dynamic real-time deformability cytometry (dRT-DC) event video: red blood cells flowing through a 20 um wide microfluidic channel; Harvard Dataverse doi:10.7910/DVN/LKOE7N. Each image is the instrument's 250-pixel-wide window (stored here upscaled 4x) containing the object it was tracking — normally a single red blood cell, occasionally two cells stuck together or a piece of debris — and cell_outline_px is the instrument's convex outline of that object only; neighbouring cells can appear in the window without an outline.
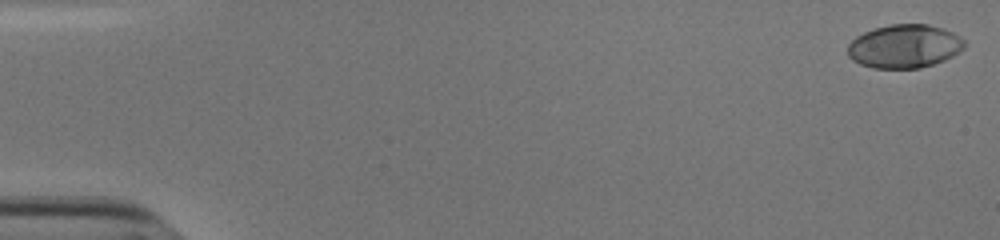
{"species": "human", "species_latin": "Homo sapiens", "temperature_condition": "cold", "stored_images_in_passage": 45, "camera_frame_rate_fps": 3000, "um_per_image_px": 0.085, "donor": {"sex": "male"}, "frame": {"image": 1, "passage_image": 1, "time_ms": 0.0, "image_size_px": [1000, 240], "cell_outline_px": [[964, 48], [952, 56], [944, 60], [920, 68], [872, 68], [860, 64], [852, 60], [848, 56], [848, 44], [856, 36], [864, 32], [876, 28], [892, 24], [928, 24], [944, 28], [960, 36], [964, 40]], "centroid_in_image_um": [76.87, 3.93], "position_along_channel_um": 8.1, "area_um2": 29.59}}
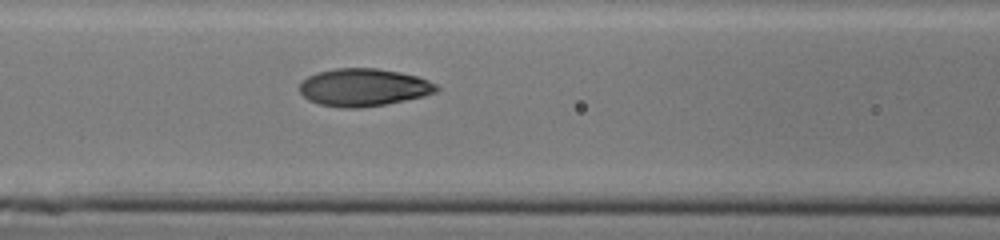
{"frame": {"image": 2, "passage_image": 24, "time_ms": 7.667, "image_size_px": [1000, 240], "cell_outline_px": [[440, 88], [436, 92], [424, 96], [384, 104], [360, 108], [340, 108], [320, 104], [308, 100], [300, 92], [300, 80], [316, 72], [336, 68], [376, 68], [400, 72], [416, 76], [428, 80], [436, 84]], "centroid_in_image_um": [30.88, 7.42], "position_along_channel_um": 135.7, "area_um2": 30.11}}
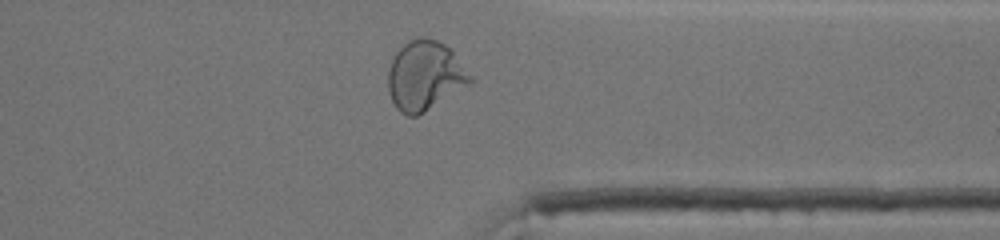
{"frame": {"image": 3, "passage_image": 43, "time_ms": 14.0, "image_size_px": [1000, 240], "cell_outline_px": [[472, 84], [424, 112], [416, 116], [408, 116], [400, 112], [396, 108], [388, 92], [388, 72], [392, 60], [396, 52], [408, 40], [424, 36], [436, 40], [452, 48], [472, 76]], "centroid_in_image_um": [36.14, 6.43], "position_along_channel_um": 375.3, "area_um2": 33.58}, "authors_computed_cell_mechanics": {"area_um2": 29.7092, "velocity_mm_per_s": 3.8246, "shape_relaxation_time_tau1_ms": 4.4731, "shape_relaxation_time_tau2_ms": 0.8046, "deformation_change_tau1": 0.2152, "deformation_change_tau2": 0.0474}}